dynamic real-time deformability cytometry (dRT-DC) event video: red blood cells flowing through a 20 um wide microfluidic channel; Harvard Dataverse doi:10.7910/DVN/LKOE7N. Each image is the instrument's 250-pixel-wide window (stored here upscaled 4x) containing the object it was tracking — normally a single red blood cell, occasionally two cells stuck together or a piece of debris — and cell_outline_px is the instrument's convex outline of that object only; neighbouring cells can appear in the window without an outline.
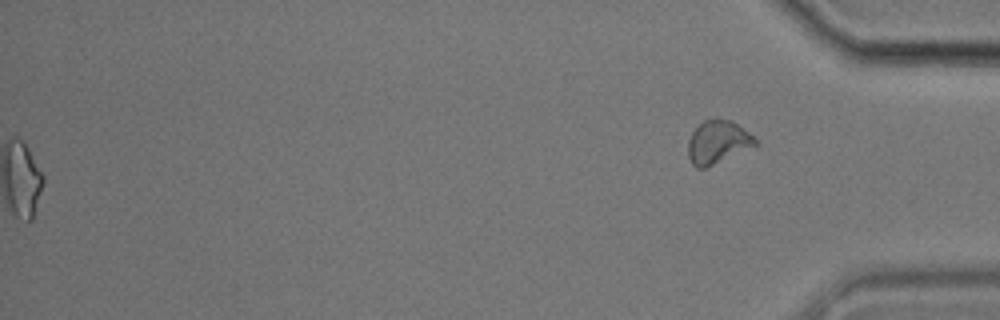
{"species": "common noctule bat (a hibernating species)", "species_latin": "Nyctalus noctula", "temperature_condition": "cold", "stored_images_in_passage": 57, "segment_of_instrument_passage": [2, 2], "camera_frame_rate_fps": 3000, "um_per_image_px": 0.085, "animal": {"sex": "male", "body_mass_g": 17.9}, "frame": {"image": 1, "passage_image": 57, "time_ms": 18.667, "image_size_px": [1000, 320], "cell_outline_px": [[760, 144], [756, 148], [704, 168], [696, 168], [692, 164], [688, 156], [688, 140], [692, 132], [704, 120], [716, 116], [732, 120], [760, 140]], "centroid_in_image_um": [61.09, 12.06], "position_along_channel_um": 374.1, "area_um2": 17.69}}